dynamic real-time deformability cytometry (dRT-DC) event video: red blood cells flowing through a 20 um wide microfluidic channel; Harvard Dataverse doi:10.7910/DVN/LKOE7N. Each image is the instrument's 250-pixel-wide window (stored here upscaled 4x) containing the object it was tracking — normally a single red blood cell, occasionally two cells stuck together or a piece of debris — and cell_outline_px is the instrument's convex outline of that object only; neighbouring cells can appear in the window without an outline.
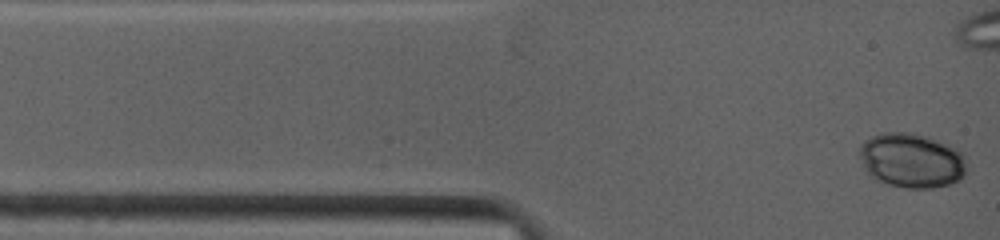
{"species": "common noctule bat (a hibernating species)", "species_latin": "Nyctalus noctula", "temperature_condition": "warm", "stored_images_in_passage": 60, "camera_frame_rate_fps": 4500, "um_per_image_px": 0.085, "animal": {"sex": "female", "body_mass_g": 19.0, "forearm_length_mm": 53.3}, "frame": {"image": 1, "passage_image": 1, "time_ms": 0.0, "image_size_px": [1000, 240], "cell_outline_px": [[964, 176], [960, 180], [948, 184], [932, 188], [908, 188], [888, 184], [868, 176], [864, 168], [860, 156], [860, 144], [864, 140], [872, 136], [884, 132], [912, 132], [928, 136], [940, 140], [964, 152]], "centroid_in_image_um": [77.48, 13.62], "position_along_channel_um": 7.5, "area_um2": 34.39}}
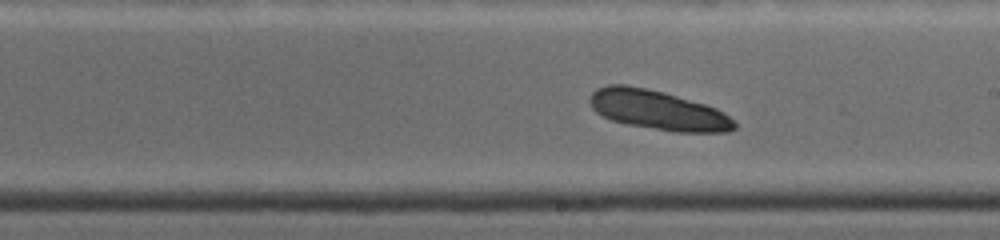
{"frame": {"image": 2, "passage_image": 33, "time_ms": 6.889, "image_size_px": [1000, 240], "cell_outline_px": [[736, 128], [728, 132], [676, 132], [628, 124], [612, 120], [596, 112], [592, 108], [588, 100], [588, 96], [596, 88], [608, 84], [624, 84], [664, 92], [704, 104], [716, 108], [724, 112], [736, 124]], "centroid_in_image_um": [55.89, 9.35], "position_along_channel_um": 233.1, "area_um2": 33.18}}
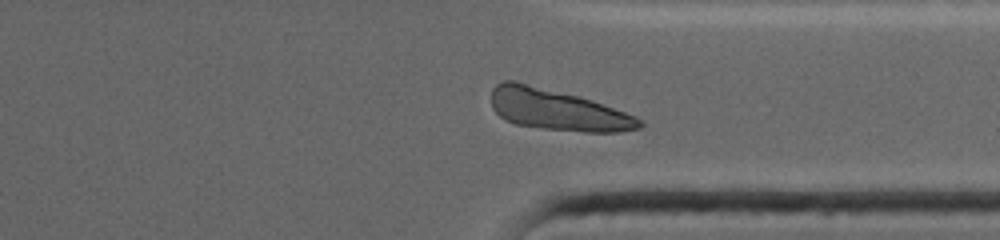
{"frame": {"image": 3, "passage_image": 52, "time_ms": 10.222, "image_size_px": [1000, 240], "cell_outline_px": [[644, 124], [640, 128], [620, 132], [584, 132], [544, 128], [516, 124], [504, 120], [492, 108], [492, 88], [496, 84], [504, 80], [516, 80], [580, 96], [592, 100], [636, 116]], "centroid_in_image_um": [47.36, 9.32], "position_along_channel_um": 364.0, "area_um2": 35.66}}